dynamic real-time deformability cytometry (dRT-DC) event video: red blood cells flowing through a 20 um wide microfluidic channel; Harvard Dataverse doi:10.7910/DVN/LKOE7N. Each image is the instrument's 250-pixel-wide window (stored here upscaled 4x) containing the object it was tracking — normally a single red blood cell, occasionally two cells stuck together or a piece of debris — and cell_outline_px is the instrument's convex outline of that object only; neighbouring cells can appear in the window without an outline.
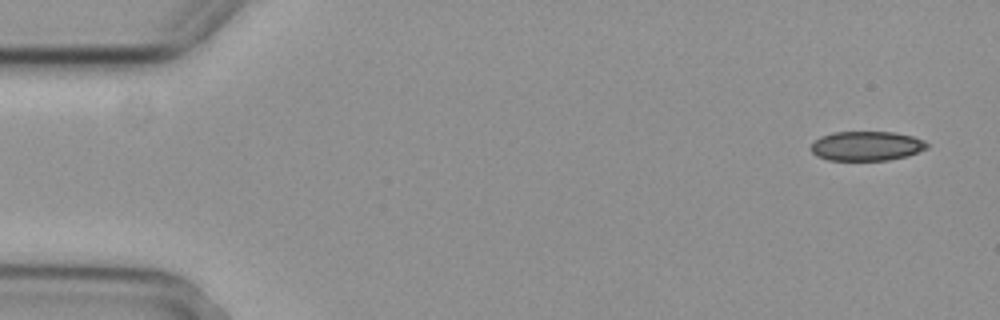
{"species": "common noctule bat (a hibernating species)", "species_latin": "Nyctalus noctula", "temperature_condition": "cold", "stored_images_in_passage": 4, "camera_frame_rate_fps": 3000, "um_per_image_px": 0.085, "animal": {"sex": "female", "body_mass_g": 29.2, "forearm_length_mm": 56.3}, "frame": {"image": 1, "passage_image": 1, "time_ms": 0.0, "image_size_px": [1000, 320], "cell_outline_px": [[928, 148], [908, 156], [888, 160], [828, 160], [816, 156], [808, 148], [820, 136], [832, 132], [892, 132], [912, 136], [924, 140], [928, 144]], "centroid_in_image_um": [73.64, 12.41], "position_along_channel_um": 11.4, "area_um2": 20.06}}
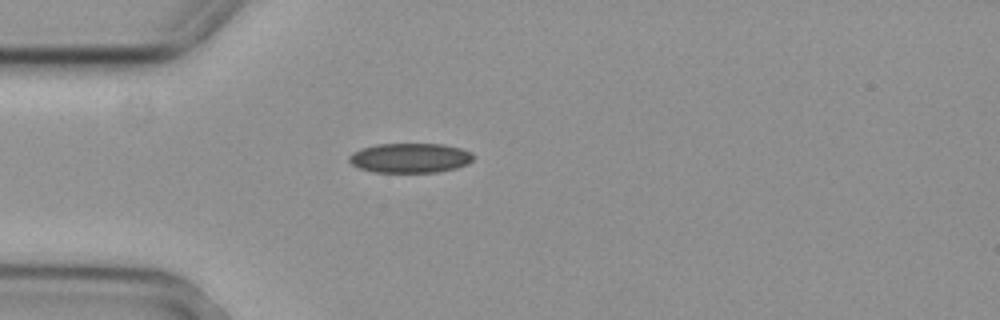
{"frame": {"image": 2, "passage_image": 4, "time_ms": 1.0, "image_size_px": [1000, 320], "cell_outline_px": [[476, 156], [468, 164], [456, 168], [440, 172], [372, 172], [360, 168], [352, 164], [348, 160], [348, 156], [352, 152], [360, 148], [376, 144], [444, 144], [460, 148], [472, 152]], "centroid_in_image_um": [34.87, 13.42], "position_along_channel_um": 50.1, "area_um2": 21.73}}